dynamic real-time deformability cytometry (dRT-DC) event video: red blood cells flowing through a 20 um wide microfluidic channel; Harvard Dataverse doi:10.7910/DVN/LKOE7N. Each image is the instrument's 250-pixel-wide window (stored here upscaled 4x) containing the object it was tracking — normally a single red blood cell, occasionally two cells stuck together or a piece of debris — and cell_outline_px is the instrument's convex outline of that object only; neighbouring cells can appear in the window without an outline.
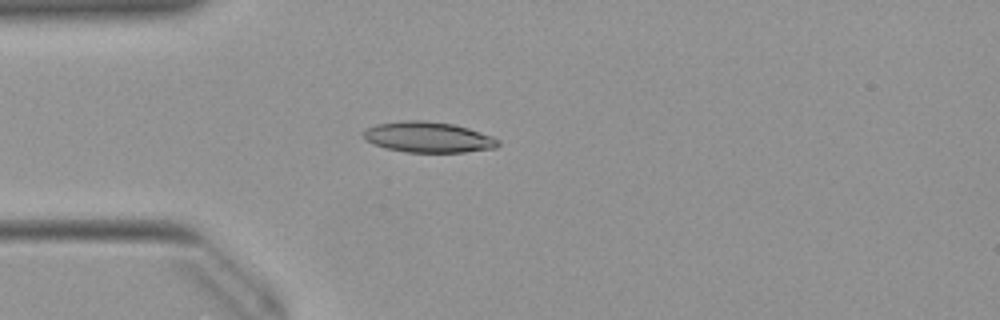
{"species": "Egyptian fruit bat (a non-hibernating species)", "species_latin": "Rousettus aegyptiacus", "temperature_condition": "warm", "stored_images_in_passage": 45, "camera_frame_rate_fps": 3000, "um_per_image_px": 0.085, "animal": {"sex": "female"}, "frame": {"image": 1, "passage_image": 8, "time_ms": 2.333, "image_size_px": [1000, 320], "cell_outline_px": [[500, 144], [496, 148], [464, 152], [404, 152], [384, 148], [368, 140], [360, 132], [376, 124], [404, 120], [424, 120], [452, 124], [468, 128], [492, 136], [500, 140]], "centroid_in_image_um": [36.41, 11.66], "position_along_channel_um": 48.6, "area_um2": 24.04}}
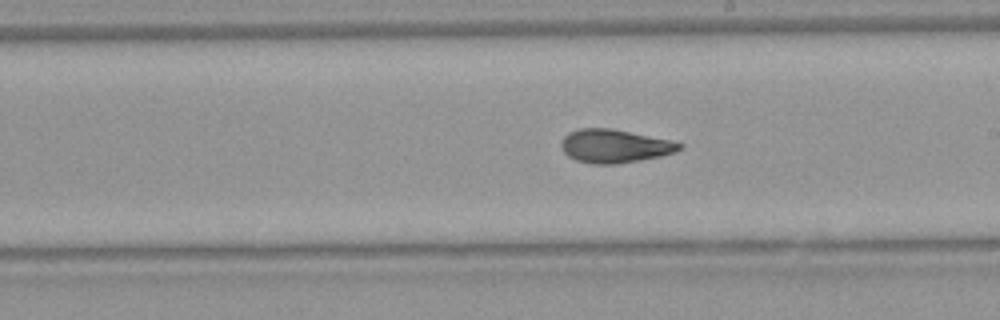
{"frame": {"image": 2, "passage_image": 23, "time_ms": 7.333, "image_size_px": [1000, 320], "cell_outline_px": [[684, 148], [676, 152], [660, 156], [640, 160], [616, 164], [592, 164], [576, 160], [568, 156], [560, 148], [560, 144], [564, 136], [568, 132], [580, 128], [612, 128], [672, 140], [684, 144]], "centroid_in_image_um": [52.25, 12.41], "position_along_channel_um": 236.7, "area_um2": 23.29}}
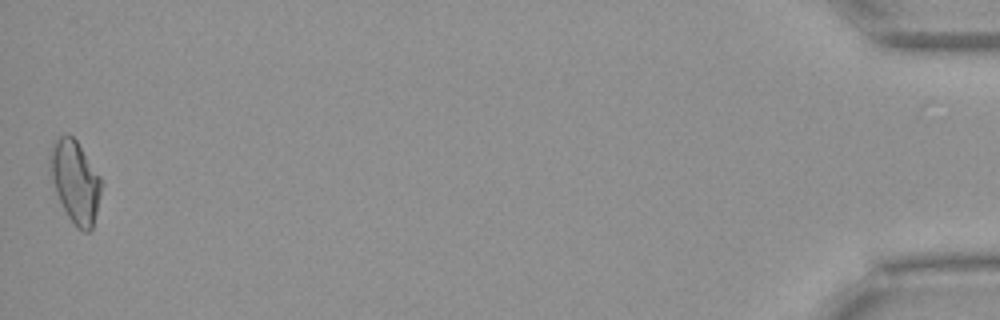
{"frame": {"image": 3, "passage_image": 45, "time_ms": 14.667, "image_size_px": [1000, 320], "cell_outline_px": [[100, 192], [96, 212], [92, 228], [88, 232], [84, 232], [76, 228], [68, 216], [56, 192], [48, 168], [48, 156], [52, 140], [68, 132], [76, 140], [100, 176]], "centroid_in_image_um": [6.34, 15.38], "position_along_channel_um": 428.9, "area_um2": 24.51}, "authors_computed_cell_mechanics": {"area_um2": 22.831, "velocity_mm_per_s": 3.9915, "shape_relaxation_time_tau1_ms": 8.6158, "shape_relaxation_time_tau2_ms": 2.5382, "deformation_change_tau1": 0.2206, "deformation_change_tau2": 0.0976}}